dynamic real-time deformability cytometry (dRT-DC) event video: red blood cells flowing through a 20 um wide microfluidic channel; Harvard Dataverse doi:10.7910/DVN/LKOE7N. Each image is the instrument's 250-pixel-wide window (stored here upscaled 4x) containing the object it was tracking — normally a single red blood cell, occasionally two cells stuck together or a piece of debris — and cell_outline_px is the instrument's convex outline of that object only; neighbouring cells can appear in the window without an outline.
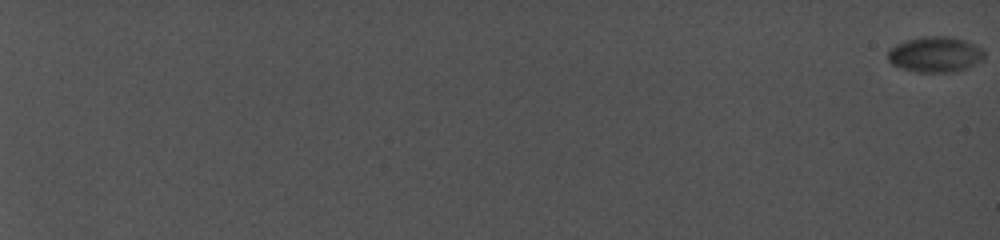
{"species": "common noctule bat (a hibernating species)", "species_latin": "Nyctalus noctula", "temperature_condition": "cold", "stored_images_in_passage": 84, "camera_frame_rate_fps": 5000, "um_per_image_px": 0.085, "animal": {"sex": "female", "body_mass_g": 19.0, "forearm_length_mm": 56.7}, "frame": {"image": 1, "passage_image": 1, "time_ms": 0.0, "image_size_px": [1000, 240], "cell_outline_px": [[984, 60], [964, 68], [952, 72], [916, 72], [900, 68], [892, 64], [888, 60], [888, 48], [896, 44], [908, 40], [924, 36], [948, 36], [964, 40], [980, 48], [984, 52]], "centroid_in_image_um": [79.45, 4.63], "position_along_channel_um": 5.5, "area_um2": 19.88}}
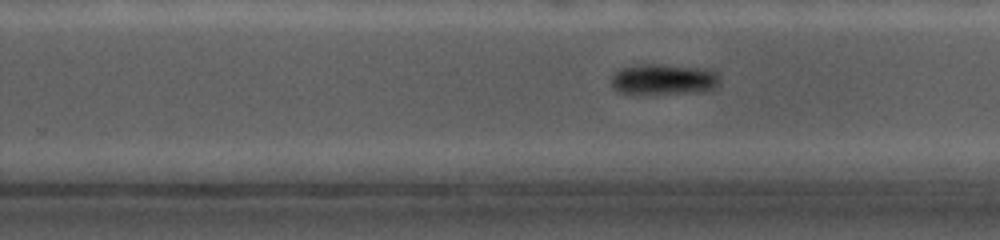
{"frame": {"image": 2, "passage_image": 63, "time_ms": 15.6, "image_size_px": [1000, 240], "cell_outline_px": [[716, 84], [712, 88], [660, 92], [620, 92], [612, 84], [612, 76], [620, 68], [640, 64], [656, 64], [704, 68], [716, 72]], "centroid_in_image_um": [56.31, 6.67], "position_along_channel_um": 273.5, "area_um2": 17.92}}
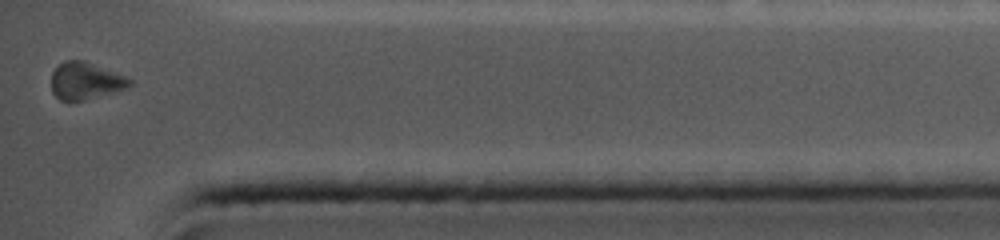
{"frame": {"image": 3, "passage_image": 84, "time_ms": 19.6, "image_size_px": [1000, 240], "cell_outline_px": [[132, 84], [124, 88], [80, 100], [60, 100], [52, 92], [52, 72], [64, 60], [84, 60], [124, 76], [132, 80]], "centroid_in_image_um": [7.22, 6.85], "position_along_channel_um": 428.0, "area_um2": 16.3}}